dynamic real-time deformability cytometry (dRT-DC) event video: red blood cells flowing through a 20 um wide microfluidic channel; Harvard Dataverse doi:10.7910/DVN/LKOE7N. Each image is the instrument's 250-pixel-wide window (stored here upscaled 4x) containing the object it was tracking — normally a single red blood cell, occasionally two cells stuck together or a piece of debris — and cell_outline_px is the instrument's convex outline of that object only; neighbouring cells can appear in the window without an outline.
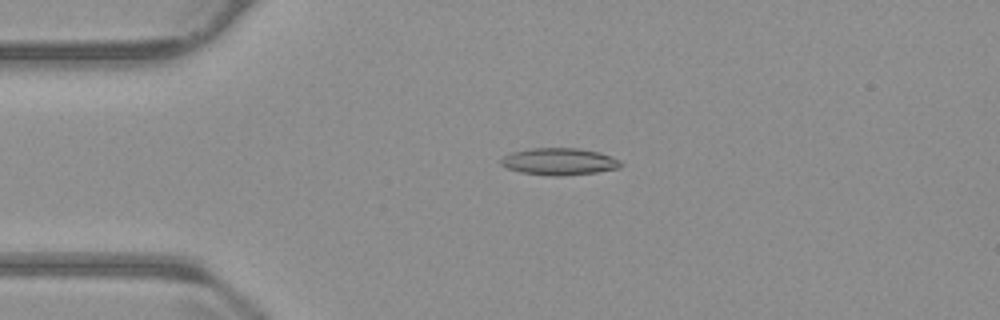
{"species": "common noctule bat (a hibernating species)", "species_latin": "Nyctalus noctula", "temperature_condition": "warm", "stored_images_in_passage": 56, "camera_frame_rate_fps": 3000, "um_per_image_px": 0.085, "animal": {"sex": "male", "body_mass_g": 23.1, "forearm_length_mm": 52.7}, "frame": {"image": 1, "passage_image": 13, "time_ms": 4.0, "image_size_px": [1000, 320], "cell_outline_px": [[624, 164], [620, 168], [596, 172], [560, 176], [548, 176], [520, 172], [508, 168], [500, 164], [500, 160], [504, 156], [512, 152], [532, 148], [580, 148], [600, 152], [612, 156], [620, 160]], "centroid_in_image_um": [47.57, 13.73], "position_along_channel_um": 37.4, "area_um2": 19.02}}
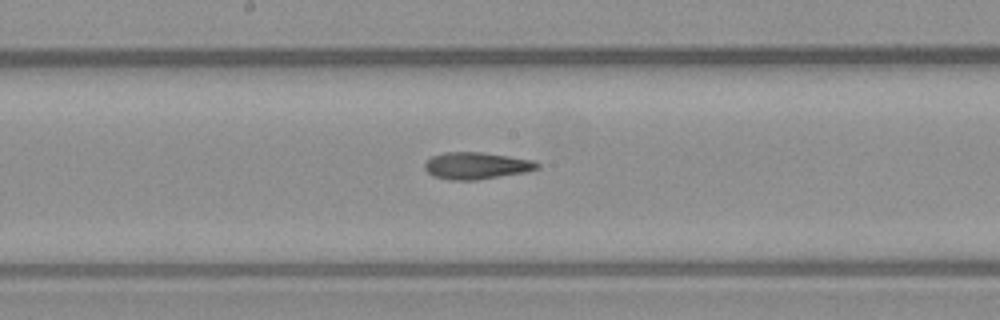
{"frame": {"image": 2, "passage_image": 29, "time_ms": 9.333, "image_size_px": [1000, 320], "cell_outline_px": [[540, 168], [524, 172], [476, 180], [448, 180], [432, 176], [424, 168], [424, 164], [432, 156], [444, 152], [480, 152], [508, 156], [532, 160], [540, 164]], "centroid_in_image_um": [40.46, 14.09], "position_along_channel_um": 207.7, "area_um2": 17.57}}
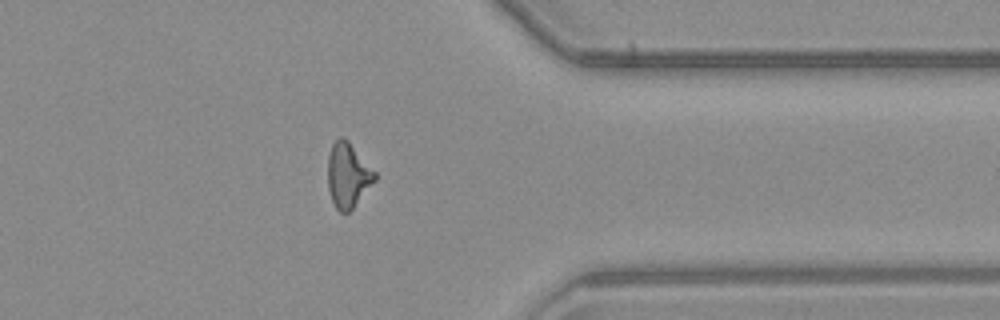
{"frame": {"image": 3, "passage_image": 44, "time_ms": 14.333, "image_size_px": [1000, 320], "cell_outline_px": [[376, 180], [352, 208], [348, 212], [340, 212], [336, 208], [332, 200], [328, 188], [328, 156], [332, 144], [340, 136], [344, 136], [348, 140], [376, 172]], "centroid_in_image_um": [29.57, 14.86], "position_along_channel_um": 381.8, "area_um2": 17.63}, "authors_computed_cell_mechanics": {"area_um2": 17.6579, "velocity_mm_per_s": 3.7465, "shape_relaxation_time_tau1_ms": null, "shape_relaxation_time_tau2_ms": 5.0461, "deformation_change_tau1": null, "deformation_change_tau2": 0.1559}}